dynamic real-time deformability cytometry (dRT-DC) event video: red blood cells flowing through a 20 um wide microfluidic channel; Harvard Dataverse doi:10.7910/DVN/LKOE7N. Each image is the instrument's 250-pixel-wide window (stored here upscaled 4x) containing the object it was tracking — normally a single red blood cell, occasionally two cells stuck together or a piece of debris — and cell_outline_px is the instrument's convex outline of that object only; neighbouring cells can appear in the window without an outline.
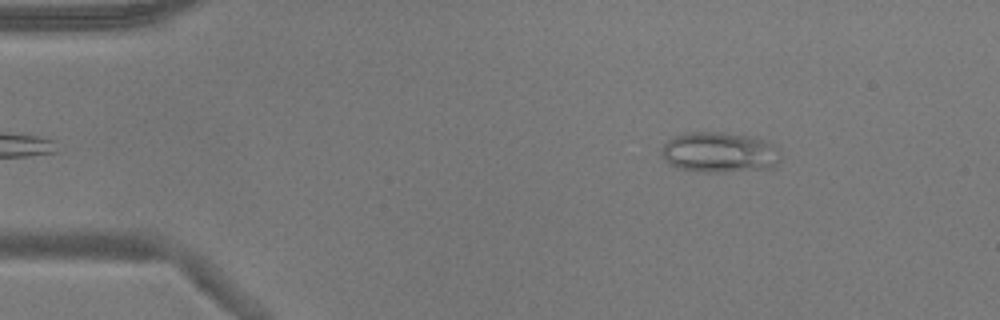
{"species": "common noctule bat (a hibernating species)", "species_latin": "Nyctalus noctula", "temperature_condition": "warm", "stored_images_in_passage": 49, "camera_frame_rate_fps": 3000, "um_per_image_px": 0.085, "animal": {"sex": "male", "body_mass_g": 17.9}, "frame": {"image": 1, "passage_image": 4, "time_ms": 1.0, "image_size_px": [1000, 320], "cell_outline_px": [[780, 160], [772, 168], [728, 172], [704, 172], [676, 168], [664, 160], [660, 152], [664, 144], [668, 140], [684, 132], [724, 132], [756, 136], [776, 144], [780, 148]], "centroid_in_image_um": [61.2, 12.94], "position_along_channel_um": 23.8, "area_um2": 28.78}}
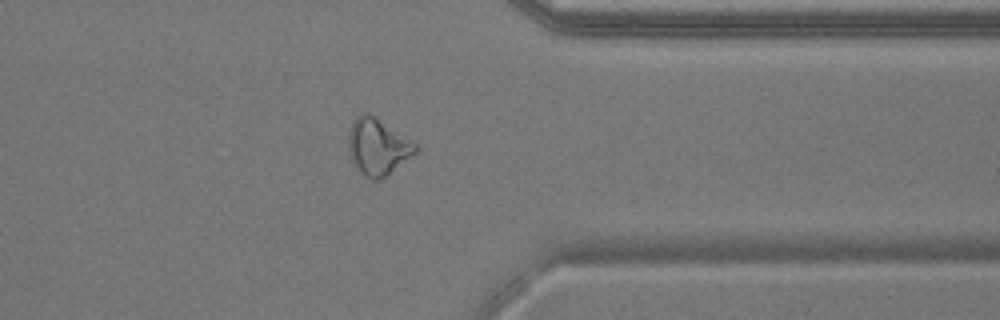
{"frame": {"image": 2, "passage_image": 38, "time_ms": 12.333, "image_size_px": [1000, 320], "cell_outline_px": [[416, 152], [388, 176], [380, 180], [372, 180], [352, 160], [348, 140], [348, 132], [356, 116], [360, 112], [368, 112], [416, 144]], "centroid_in_image_um": [32.11, 12.46], "position_along_channel_um": 379.3, "area_um2": 21.44}}
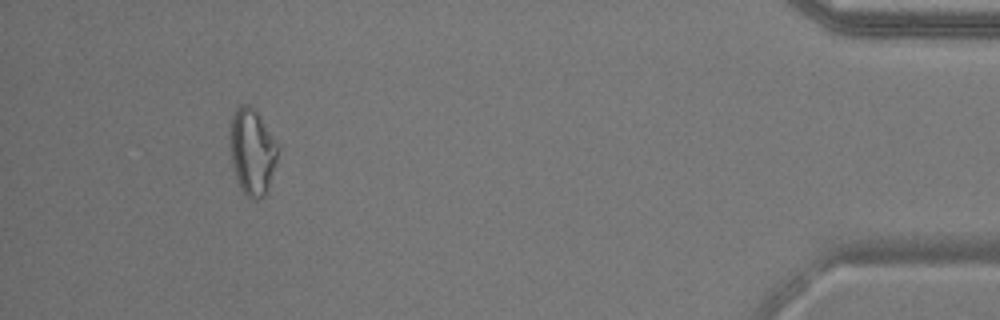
{"frame": {"image": 3, "passage_image": 45, "time_ms": 14.667, "image_size_px": [1000, 320], "cell_outline_px": [[280, 148], [268, 192], [260, 200], [252, 200], [244, 196], [236, 176], [232, 164], [232, 112], [240, 104], [248, 104], [256, 108]], "centroid_in_image_um": [21.49, 12.92], "position_along_channel_um": 413.7, "area_um2": 24.16}, "authors_computed_cell_mechanics": {"area_um2": 21.4438, "velocity_mm_per_s": 3.833, "shape_relaxation_time_tau1_ms": null, "shape_relaxation_time_tau2_ms": 1.9643, "deformation_change_tau1": null, "deformation_change_tau2": 0.1001}}